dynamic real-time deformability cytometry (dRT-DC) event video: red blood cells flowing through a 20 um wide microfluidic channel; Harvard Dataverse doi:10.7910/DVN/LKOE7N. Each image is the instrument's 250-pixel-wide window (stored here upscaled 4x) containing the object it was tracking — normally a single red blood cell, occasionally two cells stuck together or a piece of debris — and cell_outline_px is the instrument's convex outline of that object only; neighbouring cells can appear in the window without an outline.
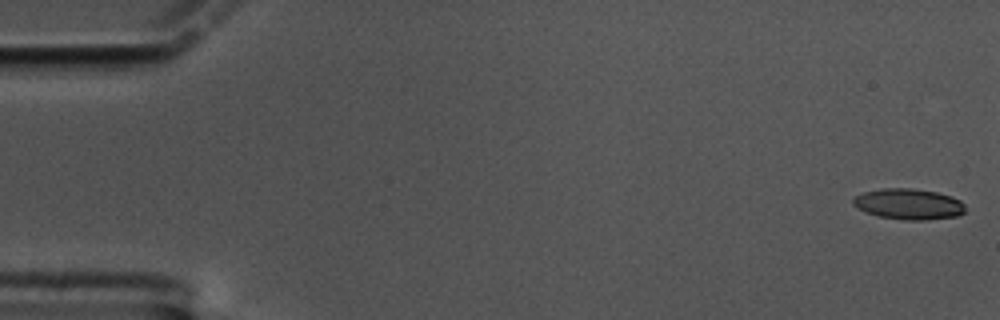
{"species": "common noctule bat (a hibernating species)", "species_latin": "Nyctalus noctula", "temperature_condition": "cold", "stored_images_in_passage": 26, "camera_frame_rate_fps": 3000, "um_per_image_px": 0.085, "animal": {"sex": "male", "body_mass_g": 17.5, "forearm_length_mm": 52.3}, "frame": {"image": 1, "passage_image": 1, "time_ms": 0.0, "image_size_px": [1000, 320], "cell_outline_px": [[964, 212], [956, 216], [924, 220], [904, 220], [880, 216], [868, 212], [852, 204], [852, 200], [856, 196], [864, 192], [880, 188], [912, 188], [936, 192], [952, 196], [960, 200], [964, 204]], "centroid_in_image_um": [77.25, 17.33], "position_along_channel_um": 7.8, "area_um2": 19.94}}
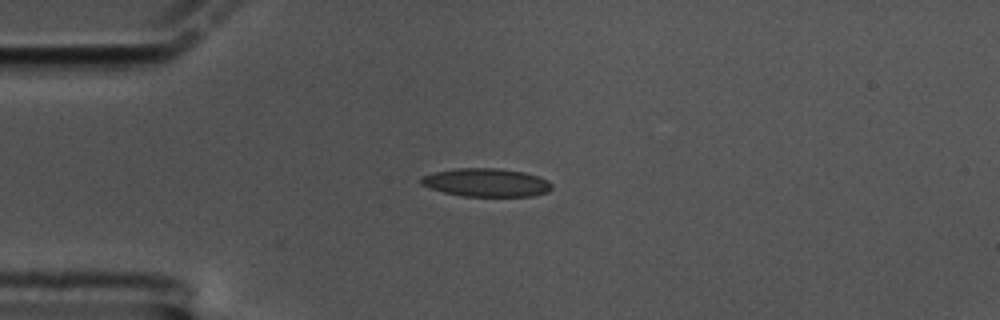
{"frame": {"image": 2, "passage_image": 15, "time_ms": 4.667, "image_size_px": [1000, 320], "cell_outline_px": [[552, 188], [548, 192], [532, 196], [464, 196], [444, 192], [420, 184], [420, 176], [436, 172], [456, 168], [500, 168], [524, 172], [540, 176], [548, 180], [552, 184]], "centroid_in_image_um": [41.37, 15.51], "position_along_channel_um": 43.6, "area_um2": 21.62}}
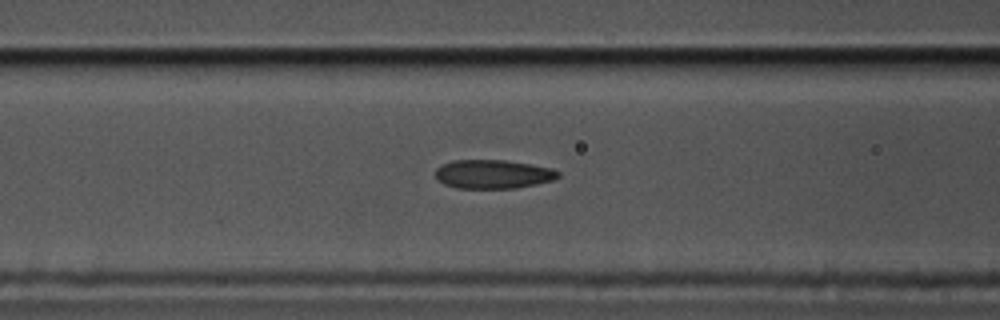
{"frame": {"image": 3, "passage_image": 24, "time_ms": 7.667, "image_size_px": [1000, 320], "cell_outline_px": [[560, 176], [552, 180], [536, 184], [516, 188], [456, 188], [444, 184], [436, 176], [436, 168], [452, 160], [504, 160], [552, 168], [560, 172]], "centroid_in_image_um": [41.92, 14.8], "position_along_channel_um": 124.7, "area_um2": 20.46}}